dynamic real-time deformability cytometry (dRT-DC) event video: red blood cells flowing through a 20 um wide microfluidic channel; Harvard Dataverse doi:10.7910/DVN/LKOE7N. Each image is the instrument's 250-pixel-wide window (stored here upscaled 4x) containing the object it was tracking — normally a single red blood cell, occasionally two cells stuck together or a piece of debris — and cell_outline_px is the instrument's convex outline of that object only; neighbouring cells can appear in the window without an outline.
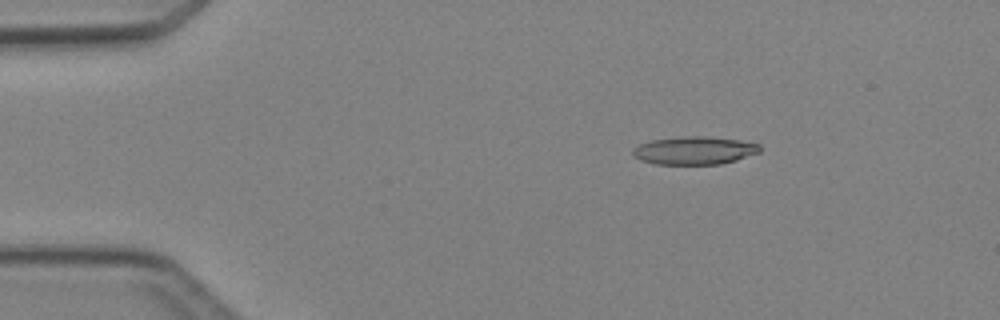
{"species": "Egyptian fruit bat (a non-hibernating species)", "species_latin": "Rousettus aegyptiacus", "temperature_condition": "cold", "stored_images_in_passage": 3, "camera_frame_rate_fps": 3000, "um_per_image_px": 0.085, "animal": {"sex": "female"}, "frame": {"image": 1, "passage_image": 2, "time_ms": 1.333, "image_size_px": [1000, 320], "cell_outline_px": [[760, 152], [736, 160], [720, 164], [656, 164], [640, 160], [632, 156], [632, 148], [640, 144], [652, 140], [684, 136], [704, 136], [740, 140], [760, 144]], "centroid_in_image_um": [59.0, 12.79], "position_along_channel_um": 26.0, "area_um2": 20.75}}